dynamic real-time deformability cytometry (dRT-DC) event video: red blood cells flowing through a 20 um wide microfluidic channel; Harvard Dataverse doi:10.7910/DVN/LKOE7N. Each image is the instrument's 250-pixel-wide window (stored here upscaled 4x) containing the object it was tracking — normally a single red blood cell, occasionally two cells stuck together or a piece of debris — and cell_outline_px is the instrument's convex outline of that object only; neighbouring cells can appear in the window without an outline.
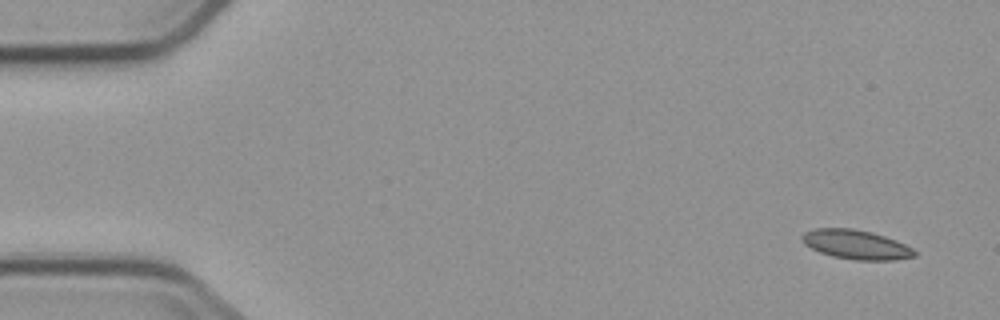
{"species": "common noctule bat (a hibernating species)", "species_latin": "Nyctalus noctula", "temperature_condition": "cold", "stored_images_in_passage": 5, "camera_frame_rate_fps": 3000, "um_per_image_px": 0.085, "animal": {"sex": "male", "body_mass_g": 23.1, "forearm_length_mm": 52.7}, "frame": {"image": 1, "passage_image": 1, "time_ms": 0.0, "image_size_px": [1000, 320], "cell_outline_px": [[916, 256], [896, 260], [856, 260], [832, 256], [820, 252], [804, 244], [800, 236], [804, 232], [816, 228], [852, 228], [872, 232], [896, 240], [912, 248], [916, 252]], "centroid_in_image_um": [72.76, 20.78], "position_along_channel_um": 12.2, "area_um2": 19.19}}